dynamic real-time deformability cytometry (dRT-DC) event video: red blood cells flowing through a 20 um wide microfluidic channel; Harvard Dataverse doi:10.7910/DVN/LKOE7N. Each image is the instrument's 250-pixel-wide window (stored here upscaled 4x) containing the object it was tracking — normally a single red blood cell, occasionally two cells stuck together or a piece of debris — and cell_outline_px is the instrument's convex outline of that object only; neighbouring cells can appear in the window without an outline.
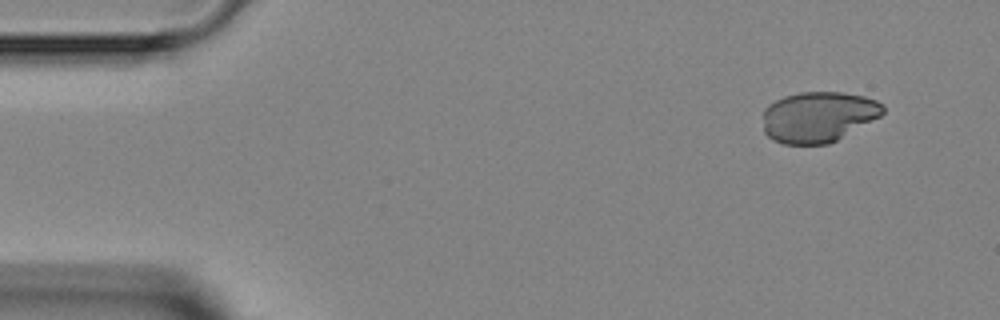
{"species": "Egyptian fruit bat (a non-hibernating species)", "species_latin": "Rousettus aegyptiacus", "temperature_condition": "room temperature", "stored_images_in_passage": 4, "camera_frame_rate_fps": 3000, "um_per_image_px": 0.085, "animal": {"sex": "female"}, "frame": {"image": 1, "passage_image": 1, "time_ms": 0.0, "image_size_px": [1000, 320], "cell_outline_px": [[884, 112], [880, 116], [836, 140], [828, 144], [784, 144], [772, 140], [764, 132], [764, 108], [768, 104], [784, 96], [800, 92], [840, 92], [864, 96], [876, 100], [884, 104]], "centroid_in_image_um": [69.54, 9.92], "position_along_channel_um": 15.5, "area_um2": 35.37}}